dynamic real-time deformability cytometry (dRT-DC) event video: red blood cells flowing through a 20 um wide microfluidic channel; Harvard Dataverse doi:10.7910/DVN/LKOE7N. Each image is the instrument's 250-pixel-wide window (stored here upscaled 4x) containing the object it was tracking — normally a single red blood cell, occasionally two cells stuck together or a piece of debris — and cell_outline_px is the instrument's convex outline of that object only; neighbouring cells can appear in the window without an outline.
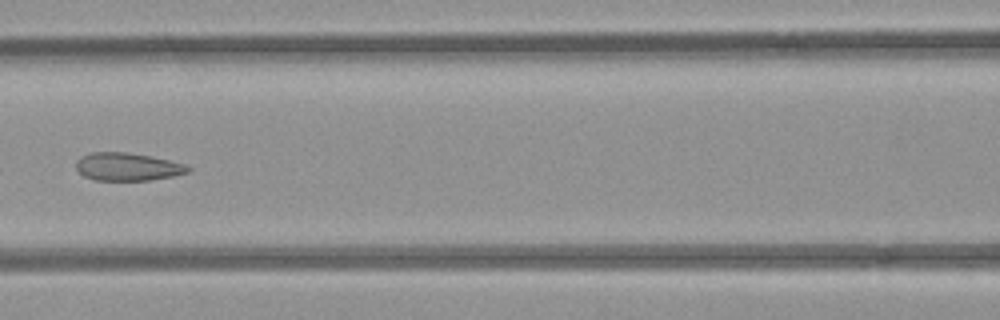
{"species": "common noctule bat (a hibernating species)", "species_latin": "Nyctalus noctula", "temperature_condition": "room temperature", "stored_images_in_passage": 5, "camera_frame_rate_fps": 3000, "um_per_image_px": 0.085, "animal": {"sex": "female", "body_mass_g": 21.9}, "frame": {"image": 1, "passage_image": 5, "time_ms": 6.0, "image_size_px": [1000, 320], "cell_outline_px": [[192, 168], [188, 172], [172, 176], [148, 180], [96, 180], [84, 176], [76, 168], [76, 160], [80, 156], [92, 152], [124, 152], [148, 156], [168, 160], [184, 164]], "centroid_in_image_um": [10.8, 14.17], "position_along_channel_um": 155.8, "area_um2": 17.98}}